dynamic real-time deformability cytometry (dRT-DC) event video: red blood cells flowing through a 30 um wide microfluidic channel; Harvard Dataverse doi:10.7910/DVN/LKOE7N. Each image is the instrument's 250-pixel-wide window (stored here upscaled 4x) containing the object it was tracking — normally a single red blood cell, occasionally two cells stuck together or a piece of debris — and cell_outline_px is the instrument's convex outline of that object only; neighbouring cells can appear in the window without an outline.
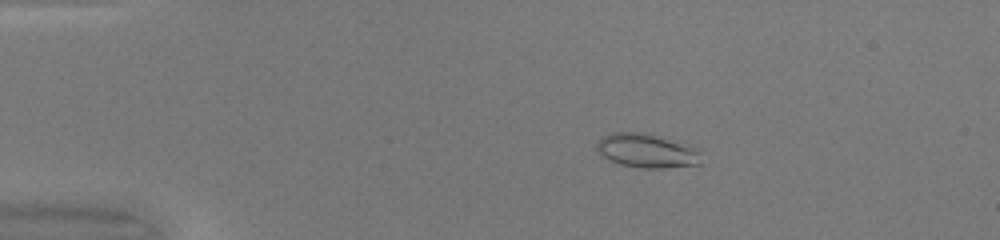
{"species": "common noctule bat (a hibernating species)", "species_latin": "Nyctalus noctula", "temperature_condition": "warm", "stored_images_in_passage": 49, "camera_frame_rate_fps": 3000, "um_per_image_px": 0.085, "animal": {"sex": "female", "body_mass_g": 20.0, "forearm_length_mm": 54.0}, "frame": {"image": 1, "passage_image": 9, "time_ms": 2.667, "image_size_px": [1000, 240], "cell_outline_px": [[700, 164], [664, 168], [640, 168], [616, 164], [600, 156], [596, 148], [596, 144], [604, 136], [612, 132], [640, 132], [688, 144], [700, 152]], "centroid_in_image_um": [54.92, 12.83], "position_along_channel_um": 30.1, "area_um2": 20.75}}
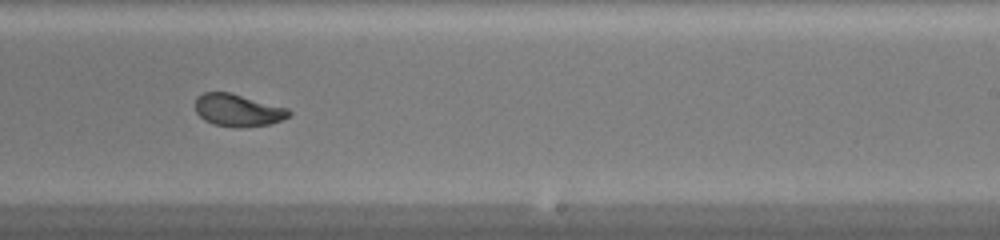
{"frame": {"image": 2, "passage_image": 31, "time_ms": 10.0, "image_size_px": [1000, 240], "cell_outline_px": [[292, 112], [288, 116], [280, 120], [268, 124], [236, 128], [212, 124], [204, 120], [196, 112], [196, 96], [204, 92], [228, 92], [288, 108]], "centroid_in_image_um": [20.19, 9.37], "position_along_channel_um": 268.8, "area_um2": 17.51}}
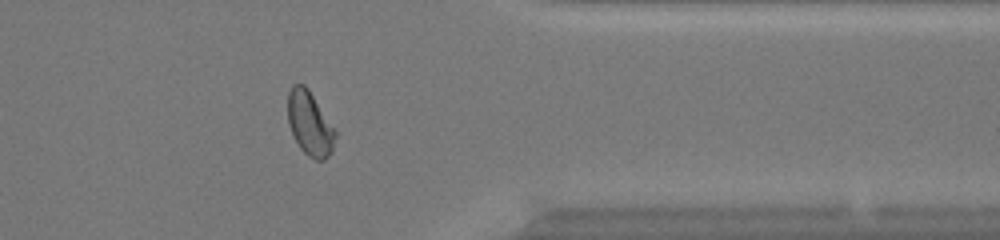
{"frame": {"image": 3, "passage_image": 40, "time_ms": 13.0, "image_size_px": [1000, 240], "cell_outline_px": [[336, 136], [332, 152], [324, 160], [316, 160], [308, 156], [300, 148], [288, 124], [288, 92], [292, 84], [304, 84], [308, 88], [336, 132]], "centroid_in_image_um": [26.32, 10.5], "position_along_channel_um": 385.1, "area_um2": 17.57}, "authors_computed_cell_mechanics": {"area_um2": 18.785, "velocity_mm_per_s": 4.2101, "shape_relaxation_time_tau1_ms": 4.2738, "shape_relaxation_time_tau2_ms": 0.9534, "deformation_change_tau1": 0.1564, "deformation_change_tau2": 0.0464}}